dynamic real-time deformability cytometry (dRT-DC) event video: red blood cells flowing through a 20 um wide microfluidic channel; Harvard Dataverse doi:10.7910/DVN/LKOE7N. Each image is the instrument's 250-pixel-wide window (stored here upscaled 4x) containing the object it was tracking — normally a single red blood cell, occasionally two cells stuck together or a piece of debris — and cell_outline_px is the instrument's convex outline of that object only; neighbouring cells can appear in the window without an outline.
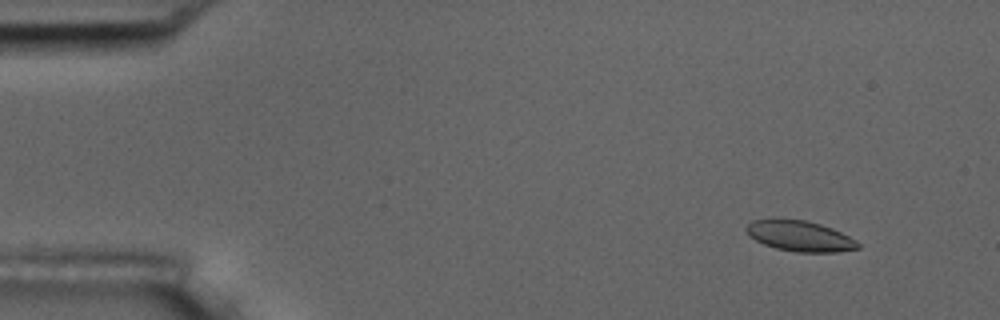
{"species": "common noctule bat (a hibernating species)", "species_latin": "Nyctalus noctula", "temperature_condition": "room temperature", "stored_images_in_passage": 4, "camera_frame_rate_fps": 3000, "um_per_image_px": 0.085, "animal": {"sex": "male", "body_mass_g": 17.5, "forearm_length_mm": 52.3}, "frame": {"image": 1, "passage_image": 1, "time_ms": 0.0, "image_size_px": [1000, 320], "cell_outline_px": [[860, 248], [836, 252], [796, 252], [776, 248], [764, 244], [748, 236], [744, 228], [752, 220], [804, 220], [820, 224], [832, 228], [856, 240], [860, 244]], "centroid_in_image_um": [67.99, 20.08], "position_along_channel_um": 17.0, "area_um2": 19.65}}
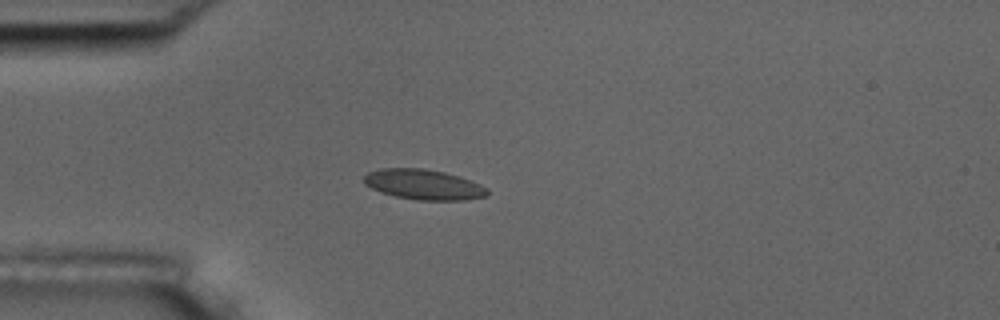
{"frame": {"image": 2, "passage_image": 4, "time_ms": 3.333, "image_size_px": [1000, 320], "cell_outline_px": [[488, 192], [484, 196], [464, 200], [420, 200], [396, 196], [380, 192], [364, 184], [364, 176], [368, 172], [380, 168], [424, 168], [444, 172], [480, 184], [488, 188]], "centroid_in_image_um": [35.97, 15.68], "position_along_channel_um": 49.0, "area_um2": 21.5}}